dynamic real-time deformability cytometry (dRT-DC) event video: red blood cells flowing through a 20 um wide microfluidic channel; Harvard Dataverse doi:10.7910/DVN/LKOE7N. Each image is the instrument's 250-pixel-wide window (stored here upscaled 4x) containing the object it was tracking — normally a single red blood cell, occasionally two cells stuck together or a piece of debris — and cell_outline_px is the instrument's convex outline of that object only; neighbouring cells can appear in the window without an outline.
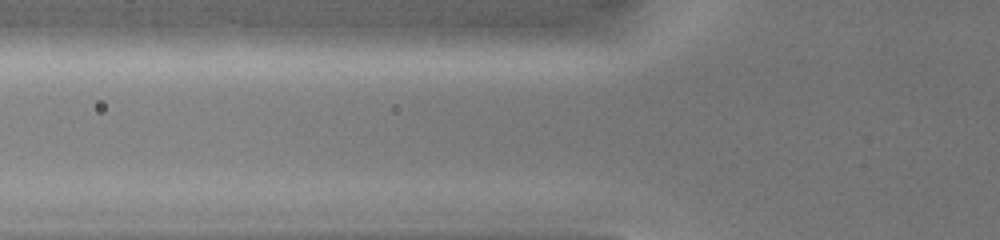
{"species": "common noctule bat (a hibernating species)", "species_latin": "Nyctalus noctula", "temperature_condition": "warm", "stored_images_in_passage": 2, "camera_frame_rate_fps": 3000, "um_per_image_px": 0.085, "animal": {"sex": "female", "body_mass_g": 19.0, "forearm_length_mm": 51.5}, "frame": {"image": 1, "passage_image": 2, "time_ms": 0.667, "image_size_px": [1000, 240], "cell_outline_px": [[624, 36], [616, 40], [604, 44], [548, 48], [408, 52], [400, 48], [400, 40], [404, 32], [460, 24], [580, 24], [620, 32]], "centroid_in_image_um": [42.9, 3.16], "position_along_channel_um": 82.9, "area_um2": 35.66}}